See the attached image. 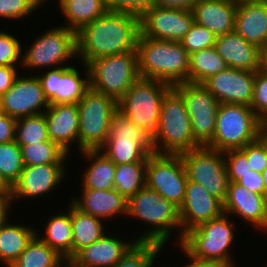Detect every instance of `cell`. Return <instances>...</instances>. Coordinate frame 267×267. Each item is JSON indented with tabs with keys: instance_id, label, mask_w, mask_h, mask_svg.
<instances>
[{
	"instance_id": "cell-10",
	"label": "cell",
	"mask_w": 267,
	"mask_h": 267,
	"mask_svg": "<svg viewBox=\"0 0 267 267\" xmlns=\"http://www.w3.org/2000/svg\"><path fill=\"white\" fill-rule=\"evenodd\" d=\"M26 52V53H25ZM22 50L21 69H54L71 66L68 60L77 57L76 32L59 24L58 27L46 29L27 50ZM68 64H64L67 63ZM46 67V68H45Z\"/></svg>"
},
{
	"instance_id": "cell-24",
	"label": "cell",
	"mask_w": 267,
	"mask_h": 267,
	"mask_svg": "<svg viewBox=\"0 0 267 267\" xmlns=\"http://www.w3.org/2000/svg\"><path fill=\"white\" fill-rule=\"evenodd\" d=\"M237 0H198L191 11L194 22L216 36L234 31Z\"/></svg>"
},
{
	"instance_id": "cell-1",
	"label": "cell",
	"mask_w": 267,
	"mask_h": 267,
	"mask_svg": "<svg viewBox=\"0 0 267 267\" xmlns=\"http://www.w3.org/2000/svg\"><path fill=\"white\" fill-rule=\"evenodd\" d=\"M140 35L138 15L107 11L76 32L77 57L88 65L100 57L136 51Z\"/></svg>"
},
{
	"instance_id": "cell-46",
	"label": "cell",
	"mask_w": 267,
	"mask_h": 267,
	"mask_svg": "<svg viewBox=\"0 0 267 267\" xmlns=\"http://www.w3.org/2000/svg\"><path fill=\"white\" fill-rule=\"evenodd\" d=\"M228 179L229 182H236L251 192L265 196V186L259 172L250 170L246 174H228Z\"/></svg>"
},
{
	"instance_id": "cell-23",
	"label": "cell",
	"mask_w": 267,
	"mask_h": 267,
	"mask_svg": "<svg viewBox=\"0 0 267 267\" xmlns=\"http://www.w3.org/2000/svg\"><path fill=\"white\" fill-rule=\"evenodd\" d=\"M81 191L83 192L80 197L76 195L75 198L70 199V202L80 211L104 221L121 215L126 217L127 199L115 189H81Z\"/></svg>"
},
{
	"instance_id": "cell-33",
	"label": "cell",
	"mask_w": 267,
	"mask_h": 267,
	"mask_svg": "<svg viewBox=\"0 0 267 267\" xmlns=\"http://www.w3.org/2000/svg\"><path fill=\"white\" fill-rule=\"evenodd\" d=\"M66 263L65 258L35 235L9 267H63Z\"/></svg>"
},
{
	"instance_id": "cell-18",
	"label": "cell",
	"mask_w": 267,
	"mask_h": 267,
	"mask_svg": "<svg viewBox=\"0 0 267 267\" xmlns=\"http://www.w3.org/2000/svg\"><path fill=\"white\" fill-rule=\"evenodd\" d=\"M255 72L228 67L210 76L202 84L222 103L250 106Z\"/></svg>"
},
{
	"instance_id": "cell-58",
	"label": "cell",
	"mask_w": 267,
	"mask_h": 267,
	"mask_svg": "<svg viewBox=\"0 0 267 267\" xmlns=\"http://www.w3.org/2000/svg\"><path fill=\"white\" fill-rule=\"evenodd\" d=\"M263 131L267 134V120L263 123Z\"/></svg>"
},
{
	"instance_id": "cell-28",
	"label": "cell",
	"mask_w": 267,
	"mask_h": 267,
	"mask_svg": "<svg viewBox=\"0 0 267 267\" xmlns=\"http://www.w3.org/2000/svg\"><path fill=\"white\" fill-rule=\"evenodd\" d=\"M67 210L50 216L46 221L44 234L40 236L36 230V235L52 249L57 251L69 262L72 259V224H71V202L68 203Z\"/></svg>"
},
{
	"instance_id": "cell-45",
	"label": "cell",
	"mask_w": 267,
	"mask_h": 267,
	"mask_svg": "<svg viewBox=\"0 0 267 267\" xmlns=\"http://www.w3.org/2000/svg\"><path fill=\"white\" fill-rule=\"evenodd\" d=\"M250 107L263 123L267 120V74L260 70L255 72Z\"/></svg>"
},
{
	"instance_id": "cell-9",
	"label": "cell",
	"mask_w": 267,
	"mask_h": 267,
	"mask_svg": "<svg viewBox=\"0 0 267 267\" xmlns=\"http://www.w3.org/2000/svg\"><path fill=\"white\" fill-rule=\"evenodd\" d=\"M235 225L229 214L223 212L186 232L180 245L193 257L221 259L235 264L234 257L230 255V247L235 240L234 230H237Z\"/></svg>"
},
{
	"instance_id": "cell-5",
	"label": "cell",
	"mask_w": 267,
	"mask_h": 267,
	"mask_svg": "<svg viewBox=\"0 0 267 267\" xmlns=\"http://www.w3.org/2000/svg\"><path fill=\"white\" fill-rule=\"evenodd\" d=\"M263 131V122L250 106L222 103L219 106L213 141L207 146L216 151L241 149L256 140Z\"/></svg>"
},
{
	"instance_id": "cell-27",
	"label": "cell",
	"mask_w": 267,
	"mask_h": 267,
	"mask_svg": "<svg viewBox=\"0 0 267 267\" xmlns=\"http://www.w3.org/2000/svg\"><path fill=\"white\" fill-rule=\"evenodd\" d=\"M82 156L90 165L82 173V189H114L116 165L100 150H82Z\"/></svg>"
},
{
	"instance_id": "cell-25",
	"label": "cell",
	"mask_w": 267,
	"mask_h": 267,
	"mask_svg": "<svg viewBox=\"0 0 267 267\" xmlns=\"http://www.w3.org/2000/svg\"><path fill=\"white\" fill-rule=\"evenodd\" d=\"M234 31L258 48L265 45L267 43V1H237Z\"/></svg>"
},
{
	"instance_id": "cell-20",
	"label": "cell",
	"mask_w": 267,
	"mask_h": 267,
	"mask_svg": "<svg viewBox=\"0 0 267 267\" xmlns=\"http://www.w3.org/2000/svg\"><path fill=\"white\" fill-rule=\"evenodd\" d=\"M223 213V203L202 185L187 181L184 201L179 207L182 239L186 232Z\"/></svg>"
},
{
	"instance_id": "cell-56",
	"label": "cell",
	"mask_w": 267,
	"mask_h": 267,
	"mask_svg": "<svg viewBox=\"0 0 267 267\" xmlns=\"http://www.w3.org/2000/svg\"><path fill=\"white\" fill-rule=\"evenodd\" d=\"M261 174H262L263 183L265 186V196L267 197V168Z\"/></svg>"
},
{
	"instance_id": "cell-54",
	"label": "cell",
	"mask_w": 267,
	"mask_h": 267,
	"mask_svg": "<svg viewBox=\"0 0 267 267\" xmlns=\"http://www.w3.org/2000/svg\"><path fill=\"white\" fill-rule=\"evenodd\" d=\"M267 74V43L259 48V69Z\"/></svg>"
},
{
	"instance_id": "cell-31",
	"label": "cell",
	"mask_w": 267,
	"mask_h": 267,
	"mask_svg": "<svg viewBox=\"0 0 267 267\" xmlns=\"http://www.w3.org/2000/svg\"><path fill=\"white\" fill-rule=\"evenodd\" d=\"M103 222L100 218L80 211L71 203L72 258L108 231Z\"/></svg>"
},
{
	"instance_id": "cell-30",
	"label": "cell",
	"mask_w": 267,
	"mask_h": 267,
	"mask_svg": "<svg viewBox=\"0 0 267 267\" xmlns=\"http://www.w3.org/2000/svg\"><path fill=\"white\" fill-rule=\"evenodd\" d=\"M36 228L26 224H14L7 220L0 227V263L9 267L27 248L36 235Z\"/></svg>"
},
{
	"instance_id": "cell-49",
	"label": "cell",
	"mask_w": 267,
	"mask_h": 267,
	"mask_svg": "<svg viewBox=\"0 0 267 267\" xmlns=\"http://www.w3.org/2000/svg\"><path fill=\"white\" fill-rule=\"evenodd\" d=\"M179 247L182 249V252L190 261L186 263L183 267H236L237 265L231 261L221 260V259H203L199 257L191 256L180 244Z\"/></svg>"
},
{
	"instance_id": "cell-55",
	"label": "cell",
	"mask_w": 267,
	"mask_h": 267,
	"mask_svg": "<svg viewBox=\"0 0 267 267\" xmlns=\"http://www.w3.org/2000/svg\"><path fill=\"white\" fill-rule=\"evenodd\" d=\"M0 191H11V186L4 180L0 174Z\"/></svg>"
},
{
	"instance_id": "cell-51",
	"label": "cell",
	"mask_w": 267,
	"mask_h": 267,
	"mask_svg": "<svg viewBox=\"0 0 267 267\" xmlns=\"http://www.w3.org/2000/svg\"><path fill=\"white\" fill-rule=\"evenodd\" d=\"M20 68L10 66H0V96L6 93L13 85L19 75Z\"/></svg>"
},
{
	"instance_id": "cell-17",
	"label": "cell",
	"mask_w": 267,
	"mask_h": 267,
	"mask_svg": "<svg viewBox=\"0 0 267 267\" xmlns=\"http://www.w3.org/2000/svg\"><path fill=\"white\" fill-rule=\"evenodd\" d=\"M65 167L66 164L24 166L18 180L11 187L13 201L40 198L57 190L67 175Z\"/></svg>"
},
{
	"instance_id": "cell-4",
	"label": "cell",
	"mask_w": 267,
	"mask_h": 267,
	"mask_svg": "<svg viewBox=\"0 0 267 267\" xmlns=\"http://www.w3.org/2000/svg\"><path fill=\"white\" fill-rule=\"evenodd\" d=\"M154 153L181 154L199 148L181 94L172 87L164 96L158 128L151 138Z\"/></svg>"
},
{
	"instance_id": "cell-19",
	"label": "cell",
	"mask_w": 267,
	"mask_h": 267,
	"mask_svg": "<svg viewBox=\"0 0 267 267\" xmlns=\"http://www.w3.org/2000/svg\"><path fill=\"white\" fill-rule=\"evenodd\" d=\"M223 212L231 217H240L254 229L267 233V197L264 195L251 192L236 182H229Z\"/></svg>"
},
{
	"instance_id": "cell-14",
	"label": "cell",
	"mask_w": 267,
	"mask_h": 267,
	"mask_svg": "<svg viewBox=\"0 0 267 267\" xmlns=\"http://www.w3.org/2000/svg\"><path fill=\"white\" fill-rule=\"evenodd\" d=\"M140 35L156 40L180 42L194 23L189 9L151 5L140 16Z\"/></svg>"
},
{
	"instance_id": "cell-59",
	"label": "cell",
	"mask_w": 267,
	"mask_h": 267,
	"mask_svg": "<svg viewBox=\"0 0 267 267\" xmlns=\"http://www.w3.org/2000/svg\"><path fill=\"white\" fill-rule=\"evenodd\" d=\"M63 267H74L70 262H67Z\"/></svg>"
},
{
	"instance_id": "cell-40",
	"label": "cell",
	"mask_w": 267,
	"mask_h": 267,
	"mask_svg": "<svg viewBox=\"0 0 267 267\" xmlns=\"http://www.w3.org/2000/svg\"><path fill=\"white\" fill-rule=\"evenodd\" d=\"M216 38L217 36L212 31L194 22L180 43L190 55L202 49L215 46Z\"/></svg>"
},
{
	"instance_id": "cell-8",
	"label": "cell",
	"mask_w": 267,
	"mask_h": 267,
	"mask_svg": "<svg viewBox=\"0 0 267 267\" xmlns=\"http://www.w3.org/2000/svg\"><path fill=\"white\" fill-rule=\"evenodd\" d=\"M90 88L117 102L139 78L137 51L100 57L88 65Z\"/></svg>"
},
{
	"instance_id": "cell-37",
	"label": "cell",
	"mask_w": 267,
	"mask_h": 267,
	"mask_svg": "<svg viewBox=\"0 0 267 267\" xmlns=\"http://www.w3.org/2000/svg\"><path fill=\"white\" fill-rule=\"evenodd\" d=\"M45 115L18 118L15 125V141L19 146L48 141Z\"/></svg>"
},
{
	"instance_id": "cell-26",
	"label": "cell",
	"mask_w": 267,
	"mask_h": 267,
	"mask_svg": "<svg viewBox=\"0 0 267 267\" xmlns=\"http://www.w3.org/2000/svg\"><path fill=\"white\" fill-rule=\"evenodd\" d=\"M215 48L230 68L251 72L259 69V48L235 31L217 36Z\"/></svg>"
},
{
	"instance_id": "cell-2",
	"label": "cell",
	"mask_w": 267,
	"mask_h": 267,
	"mask_svg": "<svg viewBox=\"0 0 267 267\" xmlns=\"http://www.w3.org/2000/svg\"><path fill=\"white\" fill-rule=\"evenodd\" d=\"M136 51L141 78L163 81L171 86L189 82L190 55L180 42L139 35Z\"/></svg>"
},
{
	"instance_id": "cell-47",
	"label": "cell",
	"mask_w": 267,
	"mask_h": 267,
	"mask_svg": "<svg viewBox=\"0 0 267 267\" xmlns=\"http://www.w3.org/2000/svg\"><path fill=\"white\" fill-rule=\"evenodd\" d=\"M153 0H106L108 11L127 12L140 16Z\"/></svg>"
},
{
	"instance_id": "cell-13",
	"label": "cell",
	"mask_w": 267,
	"mask_h": 267,
	"mask_svg": "<svg viewBox=\"0 0 267 267\" xmlns=\"http://www.w3.org/2000/svg\"><path fill=\"white\" fill-rule=\"evenodd\" d=\"M188 178L181 154L152 153L146 164V186L180 207Z\"/></svg>"
},
{
	"instance_id": "cell-43",
	"label": "cell",
	"mask_w": 267,
	"mask_h": 267,
	"mask_svg": "<svg viewBox=\"0 0 267 267\" xmlns=\"http://www.w3.org/2000/svg\"><path fill=\"white\" fill-rule=\"evenodd\" d=\"M151 139L139 126L117 110L112 119L108 138Z\"/></svg>"
},
{
	"instance_id": "cell-36",
	"label": "cell",
	"mask_w": 267,
	"mask_h": 267,
	"mask_svg": "<svg viewBox=\"0 0 267 267\" xmlns=\"http://www.w3.org/2000/svg\"><path fill=\"white\" fill-rule=\"evenodd\" d=\"M20 148L24 166L65 164L66 159L70 157L50 139L48 141L23 145Z\"/></svg>"
},
{
	"instance_id": "cell-39",
	"label": "cell",
	"mask_w": 267,
	"mask_h": 267,
	"mask_svg": "<svg viewBox=\"0 0 267 267\" xmlns=\"http://www.w3.org/2000/svg\"><path fill=\"white\" fill-rule=\"evenodd\" d=\"M24 168L21 148L17 142L0 144V174L12 187Z\"/></svg>"
},
{
	"instance_id": "cell-48",
	"label": "cell",
	"mask_w": 267,
	"mask_h": 267,
	"mask_svg": "<svg viewBox=\"0 0 267 267\" xmlns=\"http://www.w3.org/2000/svg\"><path fill=\"white\" fill-rule=\"evenodd\" d=\"M228 174H246L251 170L246 155L240 149L224 151Z\"/></svg>"
},
{
	"instance_id": "cell-60",
	"label": "cell",
	"mask_w": 267,
	"mask_h": 267,
	"mask_svg": "<svg viewBox=\"0 0 267 267\" xmlns=\"http://www.w3.org/2000/svg\"><path fill=\"white\" fill-rule=\"evenodd\" d=\"M56 1H57V0H56ZM41 2H42V4H43V3L46 4V2L49 3L50 1H49V0H48V1H47V0H41Z\"/></svg>"
},
{
	"instance_id": "cell-53",
	"label": "cell",
	"mask_w": 267,
	"mask_h": 267,
	"mask_svg": "<svg viewBox=\"0 0 267 267\" xmlns=\"http://www.w3.org/2000/svg\"><path fill=\"white\" fill-rule=\"evenodd\" d=\"M197 1L198 0H153L152 5L157 7L181 8L191 10L193 5Z\"/></svg>"
},
{
	"instance_id": "cell-34",
	"label": "cell",
	"mask_w": 267,
	"mask_h": 267,
	"mask_svg": "<svg viewBox=\"0 0 267 267\" xmlns=\"http://www.w3.org/2000/svg\"><path fill=\"white\" fill-rule=\"evenodd\" d=\"M228 68L215 46L190 54L189 82L203 83L210 76Z\"/></svg>"
},
{
	"instance_id": "cell-41",
	"label": "cell",
	"mask_w": 267,
	"mask_h": 267,
	"mask_svg": "<svg viewBox=\"0 0 267 267\" xmlns=\"http://www.w3.org/2000/svg\"><path fill=\"white\" fill-rule=\"evenodd\" d=\"M22 50V44L16 36L0 30V66L21 68Z\"/></svg>"
},
{
	"instance_id": "cell-3",
	"label": "cell",
	"mask_w": 267,
	"mask_h": 267,
	"mask_svg": "<svg viewBox=\"0 0 267 267\" xmlns=\"http://www.w3.org/2000/svg\"><path fill=\"white\" fill-rule=\"evenodd\" d=\"M127 216L149 226V230L135 237L137 241L156 242L165 246L170 242L174 230L180 234L179 244L182 241L179 207L147 186L127 199Z\"/></svg>"
},
{
	"instance_id": "cell-44",
	"label": "cell",
	"mask_w": 267,
	"mask_h": 267,
	"mask_svg": "<svg viewBox=\"0 0 267 267\" xmlns=\"http://www.w3.org/2000/svg\"><path fill=\"white\" fill-rule=\"evenodd\" d=\"M240 150L246 155L251 170L262 173L267 168V134L264 131Z\"/></svg>"
},
{
	"instance_id": "cell-7",
	"label": "cell",
	"mask_w": 267,
	"mask_h": 267,
	"mask_svg": "<svg viewBox=\"0 0 267 267\" xmlns=\"http://www.w3.org/2000/svg\"><path fill=\"white\" fill-rule=\"evenodd\" d=\"M79 116L78 148L99 150L109 136L111 119L118 110V102L89 88L77 102Z\"/></svg>"
},
{
	"instance_id": "cell-22",
	"label": "cell",
	"mask_w": 267,
	"mask_h": 267,
	"mask_svg": "<svg viewBox=\"0 0 267 267\" xmlns=\"http://www.w3.org/2000/svg\"><path fill=\"white\" fill-rule=\"evenodd\" d=\"M44 115L49 139L70 156L73 143H77L75 145L78 148L79 116L77 103L49 104Z\"/></svg>"
},
{
	"instance_id": "cell-42",
	"label": "cell",
	"mask_w": 267,
	"mask_h": 267,
	"mask_svg": "<svg viewBox=\"0 0 267 267\" xmlns=\"http://www.w3.org/2000/svg\"><path fill=\"white\" fill-rule=\"evenodd\" d=\"M41 0H0V18L23 20L42 7ZM41 6V7H40Z\"/></svg>"
},
{
	"instance_id": "cell-38",
	"label": "cell",
	"mask_w": 267,
	"mask_h": 267,
	"mask_svg": "<svg viewBox=\"0 0 267 267\" xmlns=\"http://www.w3.org/2000/svg\"><path fill=\"white\" fill-rule=\"evenodd\" d=\"M163 247L156 242L137 241L113 267H153Z\"/></svg>"
},
{
	"instance_id": "cell-12",
	"label": "cell",
	"mask_w": 267,
	"mask_h": 267,
	"mask_svg": "<svg viewBox=\"0 0 267 267\" xmlns=\"http://www.w3.org/2000/svg\"><path fill=\"white\" fill-rule=\"evenodd\" d=\"M181 158L188 180L202 185L223 203L229 185L224 152L199 147L181 153Z\"/></svg>"
},
{
	"instance_id": "cell-57",
	"label": "cell",
	"mask_w": 267,
	"mask_h": 267,
	"mask_svg": "<svg viewBox=\"0 0 267 267\" xmlns=\"http://www.w3.org/2000/svg\"><path fill=\"white\" fill-rule=\"evenodd\" d=\"M239 2H254V1H267V0H237Z\"/></svg>"
},
{
	"instance_id": "cell-52",
	"label": "cell",
	"mask_w": 267,
	"mask_h": 267,
	"mask_svg": "<svg viewBox=\"0 0 267 267\" xmlns=\"http://www.w3.org/2000/svg\"><path fill=\"white\" fill-rule=\"evenodd\" d=\"M13 197L11 191H0V227L10 218Z\"/></svg>"
},
{
	"instance_id": "cell-6",
	"label": "cell",
	"mask_w": 267,
	"mask_h": 267,
	"mask_svg": "<svg viewBox=\"0 0 267 267\" xmlns=\"http://www.w3.org/2000/svg\"><path fill=\"white\" fill-rule=\"evenodd\" d=\"M172 87L140 77L118 101V110L152 138L158 128L162 100Z\"/></svg>"
},
{
	"instance_id": "cell-29",
	"label": "cell",
	"mask_w": 267,
	"mask_h": 267,
	"mask_svg": "<svg viewBox=\"0 0 267 267\" xmlns=\"http://www.w3.org/2000/svg\"><path fill=\"white\" fill-rule=\"evenodd\" d=\"M115 165L134 162H147L154 153L151 139L107 138L99 149Z\"/></svg>"
},
{
	"instance_id": "cell-21",
	"label": "cell",
	"mask_w": 267,
	"mask_h": 267,
	"mask_svg": "<svg viewBox=\"0 0 267 267\" xmlns=\"http://www.w3.org/2000/svg\"><path fill=\"white\" fill-rule=\"evenodd\" d=\"M105 233L100 239L80 250L69 262L74 267H113L137 242Z\"/></svg>"
},
{
	"instance_id": "cell-16",
	"label": "cell",
	"mask_w": 267,
	"mask_h": 267,
	"mask_svg": "<svg viewBox=\"0 0 267 267\" xmlns=\"http://www.w3.org/2000/svg\"><path fill=\"white\" fill-rule=\"evenodd\" d=\"M0 107L6 115L18 119L43 114L49 102L36 74L18 75L12 87L0 96Z\"/></svg>"
},
{
	"instance_id": "cell-32",
	"label": "cell",
	"mask_w": 267,
	"mask_h": 267,
	"mask_svg": "<svg viewBox=\"0 0 267 267\" xmlns=\"http://www.w3.org/2000/svg\"><path fill=\"white\" fill-rule=\"evenodd\" d=\"M58 6L67 21L63 26L75 32L108 11L106 0H58Z\"/></svg>"
},
{
	"instance_id": "cell-50",
	"label": "cell",
	"mask_w": 267,
	"mask_h": 267,
	"mask_svg": "<svg viewBox=\"0 0 267 267\" xmlns=\"http://www.w3.org/2000/svg\"><path fill=\"white\" fill-rule=\"evenodd\" d=\"M17 119L5 114L0 107V144L15 140V125Z\"/></svg>"
},
{
	"instance_id": "cell-11",
	"label": "cell",
	"mask_w": 267,
	"mask_h": 267,
	"mask_svg": "<svg viewBox=\"0 0 267 267\" xmlns=\"http://www.w3.org/2000/svg\"><path fill=\"white\" fill-rule=\"evenodd\" d=\"M173 87L184 99L194 142L207 147L213 141L219 101L202 83L185 82Z\"/></svg>"
},
{
	"instance_id": "cell-35",
	"label": "cell",
	"mask_w": 267,
	"mask_h": 267,
	"mask_svg": "<svg viewBox=\"0 0 267 267\" xmlns=\"http://www.w3.org/2000/svg\"><path fill=\"white\" fill-rule=\"evenodd\" d=\"M147 162L117 164L114 174V189L126 199L146 186Z\"/></svg>"
},
{
	"instance_id": "cell-15",
	"label": "cell",
	"mask_w": 267,
	"mask_h": 267,
	"mask_svg": "<svg viewBox=\"0 0 267 267\" xmlns=\"http://www.w3.org/2000/svg\"><path fill=\"white\" fill-rule=\"evenodd\" d=\"M82 66L85 69L83 78L74 66H61L36 74L49 104H73L84 96L90 81L88 66L84 63Z\"/></svg>"
}]
</instances>
